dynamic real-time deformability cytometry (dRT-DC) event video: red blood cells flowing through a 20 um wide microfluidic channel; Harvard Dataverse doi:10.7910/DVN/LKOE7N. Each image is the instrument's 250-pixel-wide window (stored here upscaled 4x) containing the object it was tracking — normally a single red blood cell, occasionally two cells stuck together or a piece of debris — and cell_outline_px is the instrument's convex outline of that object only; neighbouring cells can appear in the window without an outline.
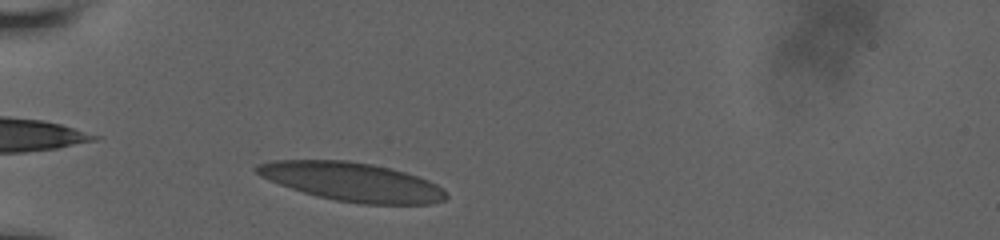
{"species": "human", "species_latin": "Homo sapiens", "temperature_condition": "room temperature", "stored_images_in_passage": 37, "camera_frame_rate_fps": 3000, "um_per_image_px": 0.085, "donor": {"sex": "male"}, "frame": {"image": 1, "passage_image": 3, "time_ms": 0.667, "image_size_px": [1000, 240], "cell_outline_px": [[448, 196], [444, 200], [432, 204], [360, 204], [336, 200], [316, 196], [268, 180], [260, 176], [252, 168], [256, 164], [272, 160], [348, 160], [372, 164], [404, 172], [428, 180], [444, 188]], "centroid_in_image_um": [29.91, 15.45], "position_along_channel_um": 55.1, "area_um2": 42.77}}
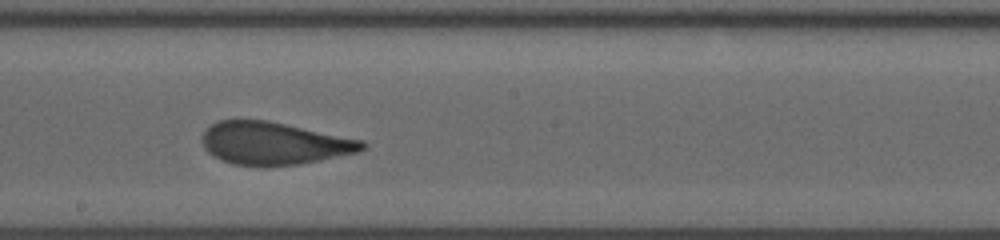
{"frame": {"image": 2, "passage_image": 18, "time_ms": 5.667, "image_size_px": [1000, 240], "cell_outline_px": [[368, 144], [364, 148], [356, 152], [320, 160], [300, 164], [268, 168], [256, 168], [232, 164], [220, 160], [212, 156], [204, 148], [204, 132], [212, 124], [220, 120], [268, 120], [364, 140]], "centroid_in_image_um": [23.29, 12.21], "position_along_channel_um": 224.9, "area_um2": 40.23}}
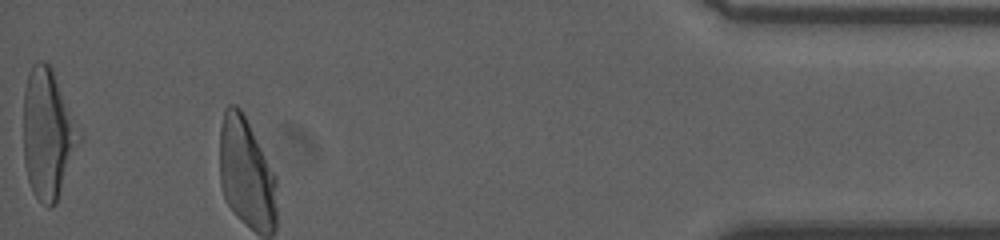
{"frame": {"image": 3, "passage_image": 37, "time_ms": 12.0, "image_size_px": [1000, 240], "cell_outline_px": [[84, 136], [56, 204], [48, 208], [32, 192], [28, 180], [24, 160], [24, 92], [28, 72], [32, 64], [36, 60], [44, 60], [52, 68]], "centroid_in_image_um": [4.1, 11.37], "position_along_channel_um": 431.1, "area_um2": 42.83}, "authors_computed_cell_mechanics": {"area_um2": 40.4022, "velocity_mm_per_s": 3.7813, "shape_relaxation_time_tau1_ms": 5.3974, "shape_relaxation_time_tau2_ms": 0.9878, "deformation_change_tau1": 0.1881, "deformation_change_tau2": 0.0939}}